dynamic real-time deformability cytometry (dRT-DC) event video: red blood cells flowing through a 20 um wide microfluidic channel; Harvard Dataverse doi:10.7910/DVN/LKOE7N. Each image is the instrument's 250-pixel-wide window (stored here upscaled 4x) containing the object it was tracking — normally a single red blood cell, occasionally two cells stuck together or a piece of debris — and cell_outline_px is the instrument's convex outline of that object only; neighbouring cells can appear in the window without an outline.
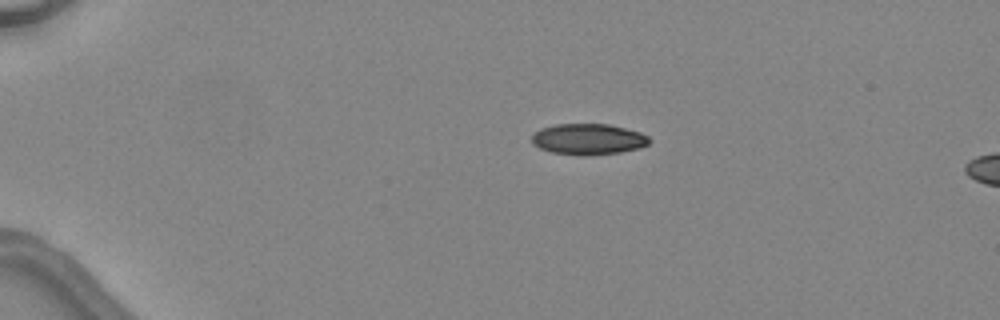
{"species": "common noctule bat (a hibernating species)", "species_latin": "Nyctalus noctula", "temperature_condition": "warm", "stored_images_in_passage": 3, "camera_frame_rate_fps": 3000, "um_per_image_px": 0.085, "animal": {"sex": "female", "body_mass_g": 24.6, "forearm_length_mm": 56.2}, "frame": {"image": 1, "passage_image": 1, "time_ms": 0.0, "image_size_px": [1000, 320], "cell_outline_px": [[652, 140], [648, 144], [640, 148], [620, 152], [552, 152], [540, 148], [532, 144], [532, 136], [540, 128], [556, 124], [608, 124], [640, 132], [648, 136]], "centroid_in_image_um": [50.02, 11.77], "position_along_channel_um": 35.0, "area_um2": 20.23}}